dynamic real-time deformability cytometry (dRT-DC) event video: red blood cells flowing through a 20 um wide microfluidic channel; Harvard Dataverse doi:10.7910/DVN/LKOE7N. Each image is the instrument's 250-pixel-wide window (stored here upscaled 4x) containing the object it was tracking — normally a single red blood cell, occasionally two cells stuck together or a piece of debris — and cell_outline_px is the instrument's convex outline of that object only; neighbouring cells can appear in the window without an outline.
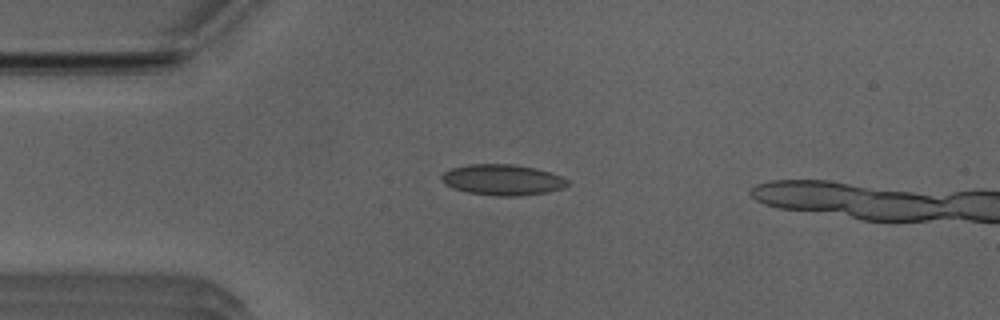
{"species": "Egyptian fruit bat (a non-hibernating species)", "species_latin": "Rousettus aegyptiacus", "temperature_condition": "room temperature", "stored_images_in_passage": 38, "camera_frame_rate_fps": 3000, "um_per_image_px": 0.085, "animal": {"sex": "male"}, "frame": {"image": 1, "passage_image": 5, "time_ms": 1.333, "image_size_px": [1000, 320], "cell_outline_px": [[568, 184], [564, 188], [548, 192], [516, 196], [496, 196], [468, 192], [452, 188], [444, 184], [440, 180], [440, 176], [444, 172], [452, 168], [468, 164], [512, 164], [536, 168], [560, 176], [568, 180]], "centroid_in_image_um": [42.68, 15.28], "position_along_channel_um": 42.3, "area_um2": 22.66}}
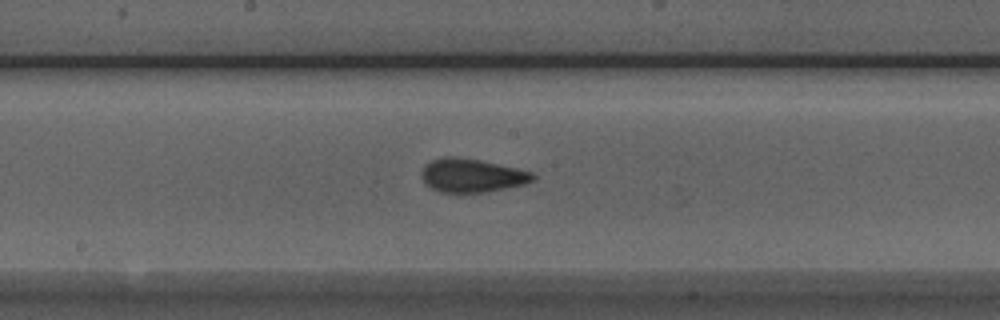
{"frame": {"image": 2, "passage_image": 19, "time_ms": 6.0, "image_size_px": [1000, 320], "cell_outline_px": [[536, 180], [524, 184], [484, 192], [440, 192], [424, 184], [420, 176], [420, 172], [424, 164], [432, 160], [444, 156], [452, 156], [480, 160], [516, 168], [532, 172], [536, 176]], "centroid_in_image_um": [40.06, 14.91], "position_along_channel_um": 208.1, "area_um2": 21.85}}
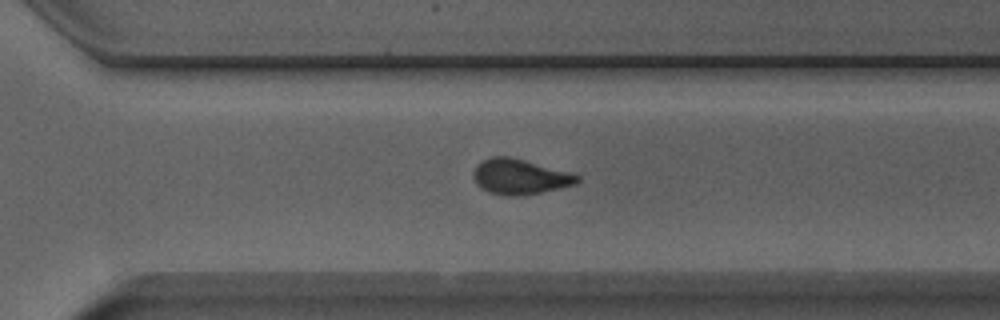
{"frame": {"image": 3, "passage_image": 28, "time_ms": 9.0, "image_size_px": [1000, 320], "cell_outline_px": [[580, 180], [576, 184], [540, 192], [520, 196], [508, 196], [488, 192], [476, 184], [472, 176], [472, 172], [484, 160], [492, 156], [508, 156], [524, 160], [568, 172], [580, 176]], "centroid_in_image_um": [44.16, 15.03], "position_along_channel_um": 326.4, "area_um2": 21.04}}